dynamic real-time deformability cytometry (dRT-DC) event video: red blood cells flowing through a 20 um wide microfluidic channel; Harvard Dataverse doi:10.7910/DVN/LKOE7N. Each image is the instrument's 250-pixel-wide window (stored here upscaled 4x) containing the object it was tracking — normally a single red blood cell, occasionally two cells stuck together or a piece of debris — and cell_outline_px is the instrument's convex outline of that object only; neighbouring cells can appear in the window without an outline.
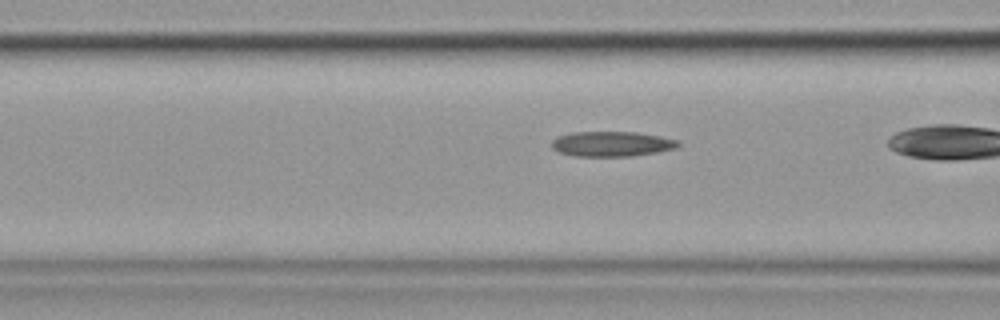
{"species": "common noctule bat (a hibernating species)", "species_latin": "Nyctalus noctula", "temperature_condition": "cold", "stored_images_in_passage": 25, "camera_frame_rate_fps": 3000, "um_per_image_px": 0.085, "animal": {"sex": "female", "body_mass_g": 19.9}, "frame": {"image": 1, "passage_image": 4, "time_ms": 1.0, "image_size_px": [1000, 320], "cell_outline_px": [[680, 144], [676, 148], [656, 152], [632, 156], [576, 156], [560, 152], [552, 148], [552, 140], [556, 136], [572, 132], [636, 132], [660, 136], [680, 140]], "centroid_in_image_um": [52.0, 12.22], "position_along_channel_um": 114.6, "area_um2": 18.5}}